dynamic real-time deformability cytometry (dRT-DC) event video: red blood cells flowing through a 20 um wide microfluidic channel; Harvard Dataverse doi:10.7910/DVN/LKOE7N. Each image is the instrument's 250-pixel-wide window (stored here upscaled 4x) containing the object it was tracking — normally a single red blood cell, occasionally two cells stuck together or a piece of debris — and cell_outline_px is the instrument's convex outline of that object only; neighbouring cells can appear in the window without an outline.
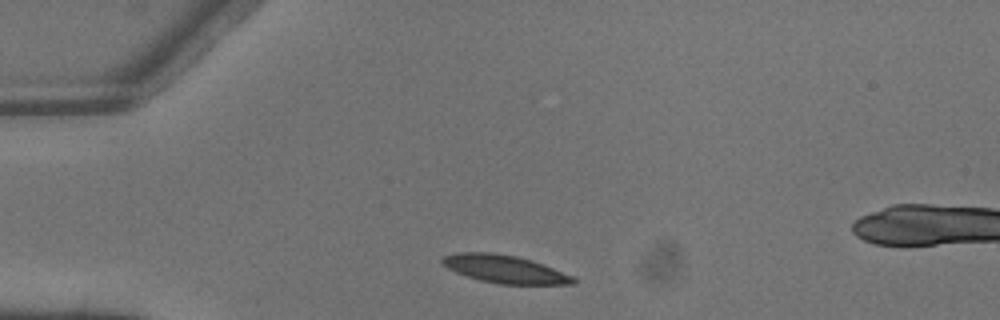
{"species": "common noctule bat (a hibernating species)", "species_latin": "Nyctalus noctula", "temperature_condition": "warm", "stored_images_in_passage": 3, "camera_frame_rate_fps": 3000, "um_per_image_px": 0.085, "animal": {"sex": "male", "body_mass_g": 13.3}, "frame": {"image": 1, "passage_image": 1, "time_ms": 0.0, "image_size_px": [1000, 320], "cell_outline_px": [[580, 280], [576, 284], [500, 284], [480, 280], [456, 272], [448, 268], [440, 260], [444, 256], [456, 252], [492, 252], [516, 256], [532, 260], [544, 264], [572, 276]], "centroid_in_image_um": [42.93, 22.87], "position_along_channel_um": 42.1, "area_um2": 21.27}}